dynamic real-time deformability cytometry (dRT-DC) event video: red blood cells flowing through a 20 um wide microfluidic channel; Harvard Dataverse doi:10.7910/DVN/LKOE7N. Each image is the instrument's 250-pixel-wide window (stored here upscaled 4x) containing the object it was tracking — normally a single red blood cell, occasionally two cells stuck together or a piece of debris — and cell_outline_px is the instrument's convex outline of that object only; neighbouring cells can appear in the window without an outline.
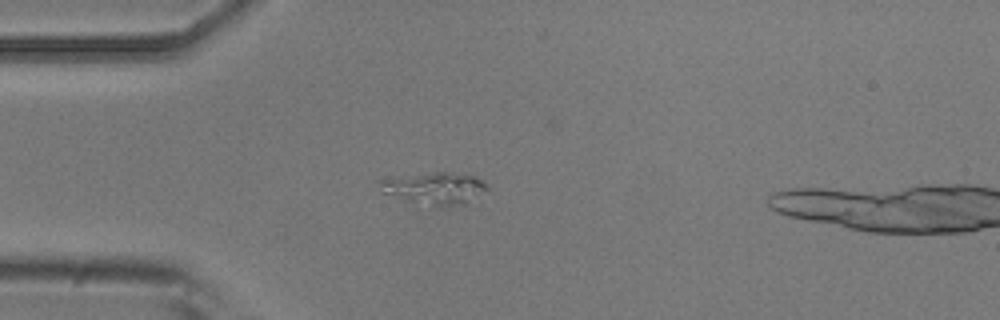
{"species": "common noctule bat (a hibernating species)", "species_latin": "Nyctalus noctula", "temperature_condition": "room temperature", "stored_images_in_passage": 2, "camera_frame_rate_fps": 3000, "um_per_image_px": 0.085, "animal": {"sex": "male", "body_mass_g": 20.5, "forearm_length_mm": 52.5}, "frame": {"image": 1, "passage_image": 1, "time_ms": 0.0, "image_size_px": [1000, 320], "cell_outline_px": [[488, 188], [468, 204], [448, 208], [440, 208], [404, 200], [380, 192], [376, 180], [436, 172], [448, 172], [472, 176], [484, 180], [488, 184]], "centroid_in_image_um": [36.95, 16.05], "position_along_channel_um": 48.0, "area_um2": 20.46}}